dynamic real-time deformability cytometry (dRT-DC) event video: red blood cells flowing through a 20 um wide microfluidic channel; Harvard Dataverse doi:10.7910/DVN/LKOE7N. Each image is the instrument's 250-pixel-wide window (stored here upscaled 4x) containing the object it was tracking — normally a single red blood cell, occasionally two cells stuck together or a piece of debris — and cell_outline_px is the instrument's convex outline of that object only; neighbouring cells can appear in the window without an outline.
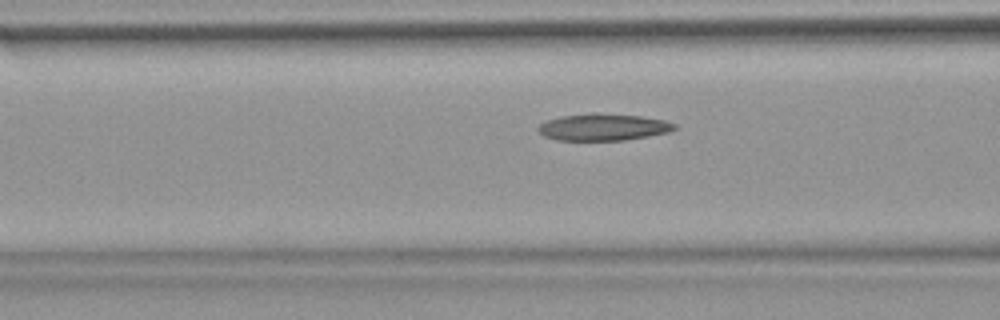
{"species": "common noctule bat (a hibernating species)", "species_latin": "Nyctalus noctula", "temperature_condition": "warm", "stored_images_in_passage": 36, "camera_frame_rate_fps": 3000, "um_per_image_px": 0.085, "animal": {"sex": "female", "body_mass_g": 18.4}, "frame": {"image": 1, "passage_image": 13, "time_ms": 4.0, "image_size_px": [1000, 320], "cell_outline_px": [[680, 128], [668, 132], [648, 136], [624, 140], [556, 140], [544, 136], [536, 128], [540, 124], [548, 120], [560, 116], [596, 112], [640, 116], [664, 120], [676, 124]], "centroid_in_image_um": [51.29, 10.8], "position_along_channel_um": 115.3, "area_um2": 21.44}}
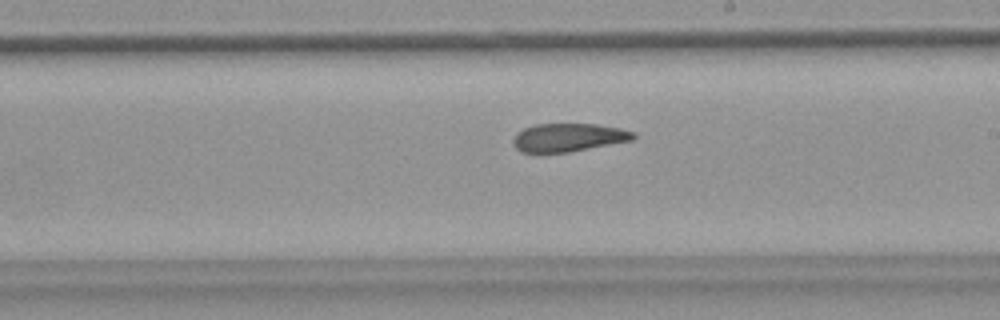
{"frame": {"image": 2, "passage_image": 23, "time_ms": 7.333, "image_size_px": [1000, 320], "cell_outline_px": [[636, 136], [632, 140], [568, 152], [520, 152], [512, 144], [512, 140], [516, 132], [524, 128], [536, 124], [596, 124], [620, 128], [636, 132]], "centroid_in_image_um": [48.29, 11.68], "position_along_channel_um": 240.7, "area_um2": 19.77}}
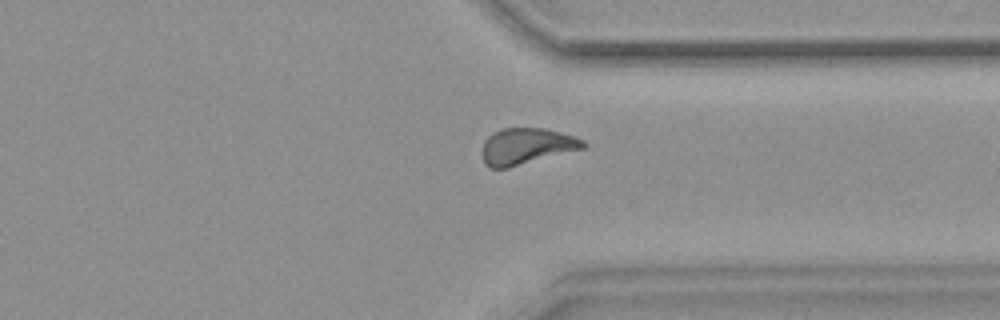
{"frame": {"image": 3, "passage_image": 33, "time_ms": 10.667, "image_size_px": [1000, 320], "cell_outline_px": [[588, 144], [584, 148], [508, 168], [488, 168], [484, 164], [480, 152], [484, 140], [492, 132], [500, 128], [544, 128], [576, 136], [584, 140]], "centroid_in_image_um": [44.71, 12.43], "position_along_channel_um": 366.7, "area_um2": 21.73}}